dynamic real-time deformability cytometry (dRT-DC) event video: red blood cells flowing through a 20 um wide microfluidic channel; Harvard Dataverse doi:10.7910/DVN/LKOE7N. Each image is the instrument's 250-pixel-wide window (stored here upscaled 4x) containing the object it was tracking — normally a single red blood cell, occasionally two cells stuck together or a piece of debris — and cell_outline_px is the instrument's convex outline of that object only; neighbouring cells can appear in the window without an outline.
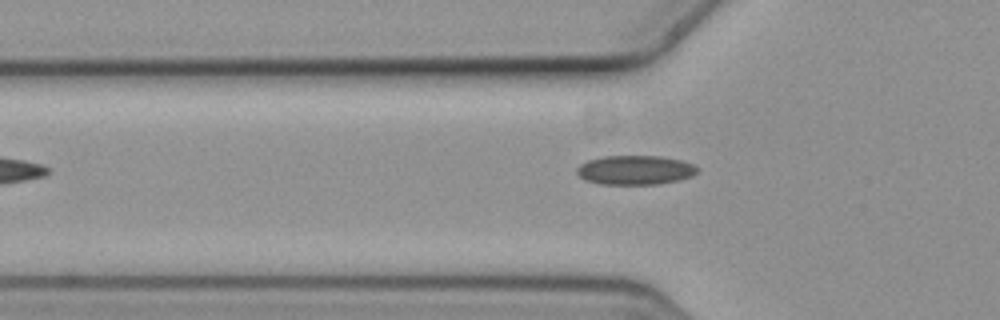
{"species": "common noctule bat (a hibernating species)", "species_latin": "Nyctalus noctula", "temperature_condition": "cold", "stored_images_in_passage": 2, "camera_frame_rate_fps": 3000, "um_per_image_px": 0.085, "animal": {"sex": "female", "body_mass_g": 19.3, "forearm_length_mm": 54.1}, "frame": {"image": 1, "passage_image": 2, "time_ms": 0.333, "image_size_px": [1000, 320], "cell_outline_px": [[696, 172], [692, 176], [680, 180], [660, 184], [600, 184], [588, 180], [580, 176], [576, 172], [576, 168], [580, 164], [588, 160], [604, 156], [660, 156], [680, 160], [692, 164], [696, 168]], "centroid_in_image_um": [53.97, 14.45], "position_along_channel_um": 71.8, "area_um2": 20.4}}